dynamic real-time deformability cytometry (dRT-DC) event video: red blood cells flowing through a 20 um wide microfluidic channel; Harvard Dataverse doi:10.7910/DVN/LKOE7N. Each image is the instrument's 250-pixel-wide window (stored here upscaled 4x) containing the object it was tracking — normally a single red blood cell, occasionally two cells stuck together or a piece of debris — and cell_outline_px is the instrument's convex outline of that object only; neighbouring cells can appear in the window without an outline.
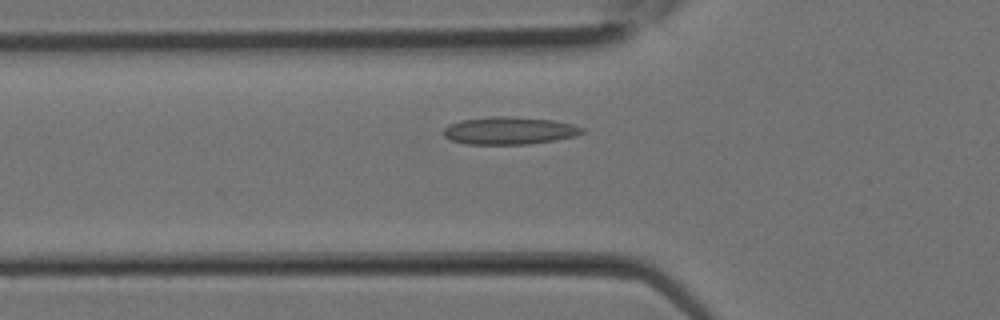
{"species": "Egyptian fruit bat (a non-hibernating species)", "species_latin": "Rousettus aegyptiacus", "temperature_condition": "room temperature", "stored_images_in_passage": 6, "camera_frame_rate_fps": 3000, "um_per_image_px": 0.085, "animal": {"sex": "female"}, "frame": {"image": 1, "passage_image": 2, "time_ms": 0.333, "image_size_px": [1000, 320], "cell_outline_px": [[584, 132], [576, 136], [556, 140], [528, 144], [464, 144], [452, 140], [444, 136], [444, 128], [448, 124], [460, 120], [492, 116], [508, 116], [552, 120], [572, 124], [584, 128]], "centroid_in_image_um": [43.28, 11.1], "position_along_channel_um": 82.5, "area_um2": 22.31}}
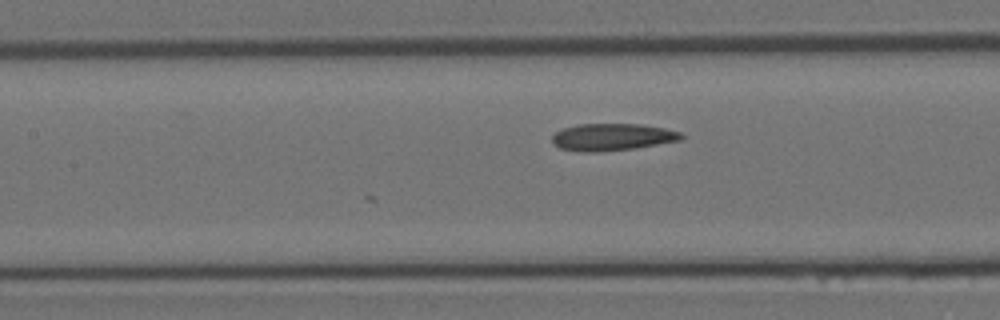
{"frame": {"image": 2, "passage_image": 5, "time_ms": 1.333, "image_size_px": [1000, 320], "cell_outline_px": [[684, 136], [680, 140], [636, 148], [600, 152], [580, 152], [560, 148], [552, 144], [552, 136], [556, 132], [564, 128], [580, 124], [640, 124], [664, 128], [680, 132]], "centroid_in_image_um": [52.02, 11.66], "position_along_channel_um": 155.4, "area_um2": 20.4}}